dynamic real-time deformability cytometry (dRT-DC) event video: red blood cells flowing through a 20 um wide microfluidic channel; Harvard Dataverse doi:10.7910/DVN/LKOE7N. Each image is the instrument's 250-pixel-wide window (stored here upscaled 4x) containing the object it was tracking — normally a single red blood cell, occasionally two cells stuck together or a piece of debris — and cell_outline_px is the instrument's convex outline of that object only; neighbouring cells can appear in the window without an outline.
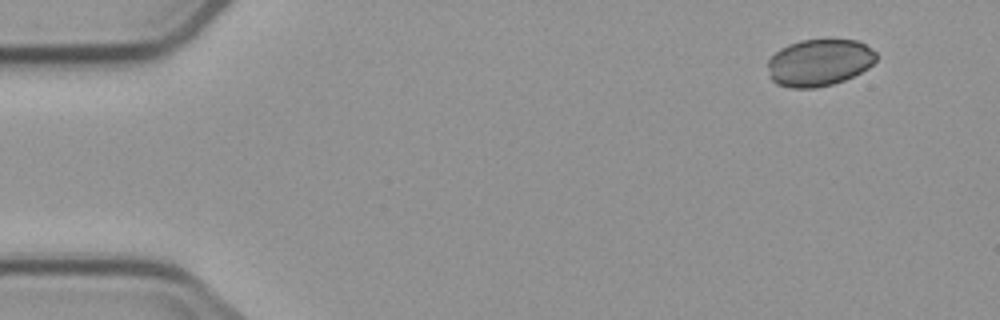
{"species": "common noctule bat (a hibernating species)", "species_latin": "Nyctalus noctula", "temperature_condition": "cold", "stored_images_in_passage": 4, "camera_frame_rate_fps": 3000, "um_per_image_px": 0.085, "animal": {"sex": "male", "body_mass_g": 23.1, "forearm_length_mm": 52.7}, "frame": {"image": 1, "passage_image": 1, "time_ms": 0.0, "image_size_px": [1000, 320], "cell_outline_px": [[876, 60], [868, 68], [844, 80], [832, 84], [816, 88], [792, 88], [776, 84], [772, 80], [768, 68], [768, 60], [780, 48], [788, 44], [800, 40], [856, 40], [864, 44], [876, 52]], "centroid_in_image_um": [69.62, 5.32], "position_along_channel_um": 15.4, "area_um2": 29.54}}